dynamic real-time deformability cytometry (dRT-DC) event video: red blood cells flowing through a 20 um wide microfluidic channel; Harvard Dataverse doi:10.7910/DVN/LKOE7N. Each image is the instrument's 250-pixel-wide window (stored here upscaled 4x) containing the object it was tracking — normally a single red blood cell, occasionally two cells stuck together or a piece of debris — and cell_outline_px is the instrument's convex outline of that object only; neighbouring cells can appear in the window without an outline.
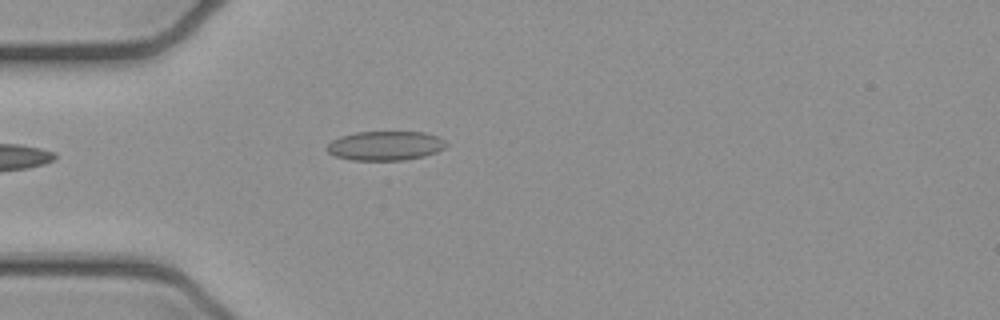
{"species": "common noctule bat (a hibernating species)", "species_latin": "Nyctalus noctula", "temperature_condition": "cold", "stored_images_in_passage": 5, "camera_frame_rate_fps": 3000, "um_per_image_px": 0.085, "animal": {"sex": "female", "body_mass_g": 21.9}, "frame": {"image": 1, "passage_image": 5, "time_ms": 1.333, "image_size_px": [1000, 320], "cell_outline_px": [[448, 144], [444, 148], [436, 152], [424, 156], [404, 160], [352, 160], [336, 156], [328, 152], [328, 144], [332, 140], [340, 136], [356, 132], [424, 132], [440, 136]], "centroid_in_image_um": [32.79, 12.38], "position_along_channel_um": 52.2, "area_um2": 20.35}}